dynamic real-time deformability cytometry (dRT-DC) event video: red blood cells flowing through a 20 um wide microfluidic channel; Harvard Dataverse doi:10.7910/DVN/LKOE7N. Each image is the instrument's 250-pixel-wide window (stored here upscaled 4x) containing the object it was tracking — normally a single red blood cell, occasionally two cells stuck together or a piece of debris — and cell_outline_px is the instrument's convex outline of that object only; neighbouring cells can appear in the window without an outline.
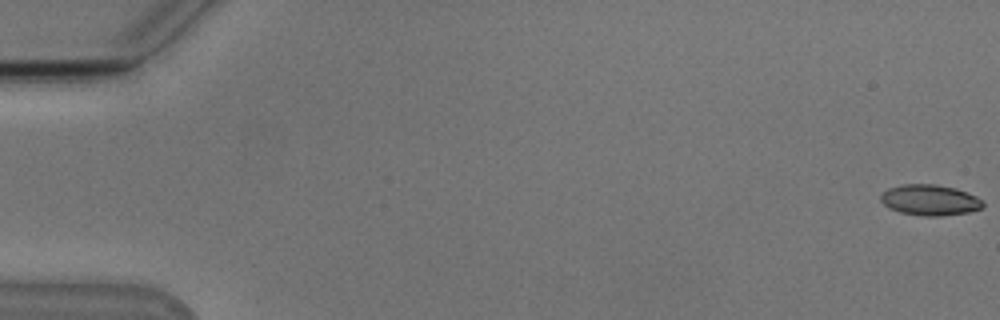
{"species": "Egyptian fruit bat (a non-hibernating species)", "species_latin": "Rousettus aegyptiacus", "temperature_condition": "cold", "stored_images_in_passage": 3, "camera_frame_rate_fps": 3000, "um_per_image_px": 0.085, "animal": {"sex": "male"}, "frame": {"image": 1, "passage_image": 1, "time_ms": 0.0, "image_size_px": [1000, 320], "cell_outline_px": [[984, 204], [980, 208], [968, 212], [940, 216], [924, 216], [900, 212], [884, 204], [880, 200], [880, 196], [888, 188], [904, 184], [936, 184], [956, 188], [976, 196], [984, 200]], "centroid_in_image_um": [79.06, 16.99], "position_along_channel_um": 5.9, "area_um2": 18.21}}